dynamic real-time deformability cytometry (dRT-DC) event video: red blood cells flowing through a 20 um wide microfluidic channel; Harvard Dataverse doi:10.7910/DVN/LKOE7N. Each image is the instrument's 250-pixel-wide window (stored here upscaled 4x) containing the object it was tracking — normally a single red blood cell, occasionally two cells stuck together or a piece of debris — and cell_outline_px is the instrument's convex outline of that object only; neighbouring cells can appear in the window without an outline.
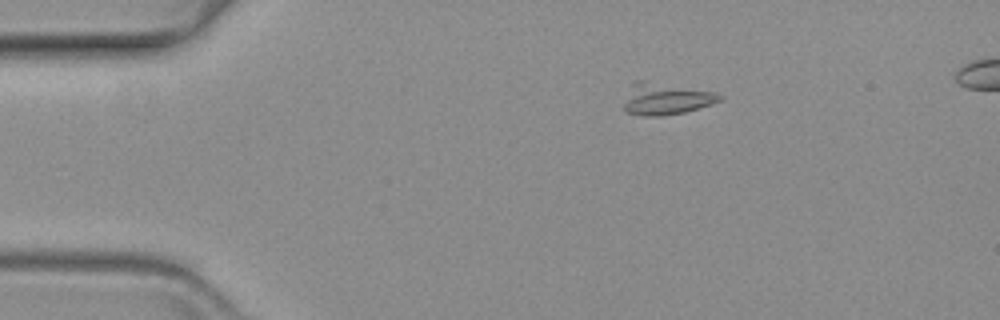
{"species": "common noctule bat (a hibernating species)", "species_latin": "Nyctalus noctula", "temperature_condition": "warm", "stored_images_in_passage": 44, "camera_frame_rate_fps": 3000, "um_per_image_px": 0.085, "animal": {"sex": "female", "body_mass_g": 19.3, "forearm_length_mm": 54.1}, "frame": {"image": 1, "passage_image": 4, "time_ms": 1.0, "image_size_px": [1000, 320], "cell_outline_px": [[724, 96], [720, 100], [684, 112], [660, 116], [644, 116], [624, 112], [624, 104], [632, 84], [636, 80], [644, 80], [716, 92]], "centroid_in_image_um": [56.57, 8.4], "position_along_channel_um": 28.4, "area_um2": 17.46}}
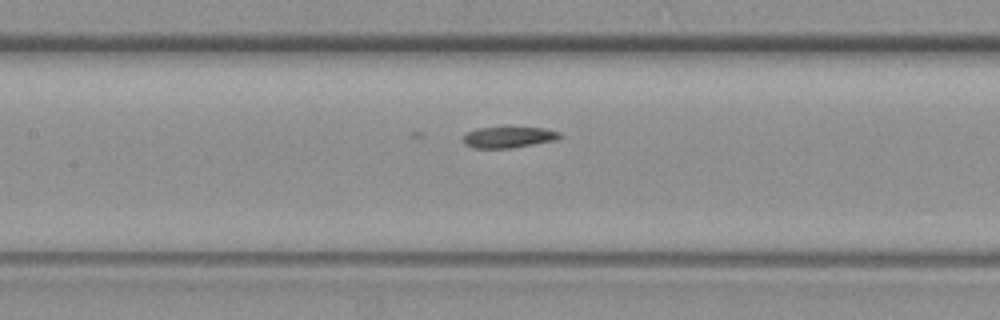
{"frame": {"image": 2, "passage_image": 21, "time_ms": 6.667, "image_size_px": [1000, 320], "cell_outline_px": [[564, 136], [556, 140], [512, 148], [472, 148], [464, 144], [464, 136], [468, 132], [480, 128], [544, 128], [560, 132]], "centroid_in_image_um": [43.27, 11.68], "position_along_channel_um": 164.1, "area_um2": 11.73}}
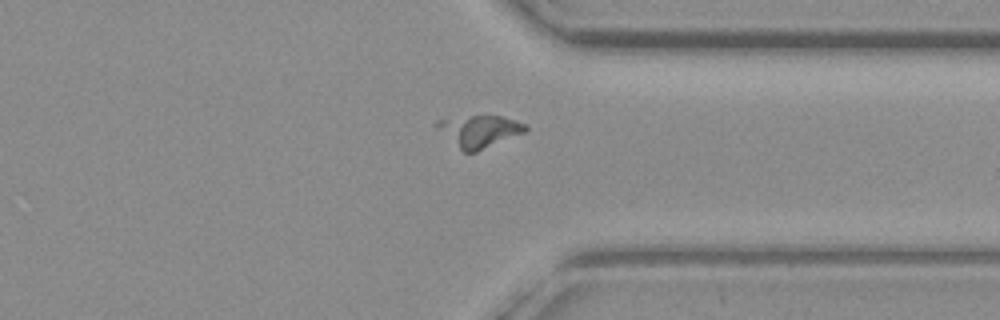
{"frame": {"image": 3, "passage_image": 39, "time_ms": 12.667, "image_size_px": [1000, 320], "cell_outline_px": [[528, 132], [476, 152], [464, 152], [460, 148], [460, 124], [472, 116], [504, 116], [516, 120], [524, 124], [528, 128]], "centroid_in_image_um": [41.51, 11.21], "position_along_channel_um": 369.9, "area_um2": 12.72}}